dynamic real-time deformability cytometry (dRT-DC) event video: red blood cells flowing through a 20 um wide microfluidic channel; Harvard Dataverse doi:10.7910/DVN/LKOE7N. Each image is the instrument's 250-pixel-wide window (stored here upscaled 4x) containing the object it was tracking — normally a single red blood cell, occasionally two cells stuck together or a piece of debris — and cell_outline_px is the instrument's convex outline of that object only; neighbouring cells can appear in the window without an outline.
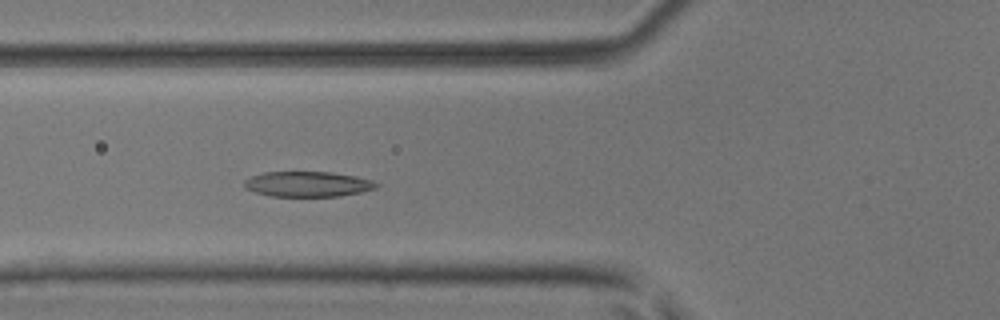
{"species": "common noctule bat (a hibernating species)", "species_latin": "Nyctalus noctula", "temperature_condition": "room temperature", "stored_images_in_passage": 6, "camera_frame_rate_fps": 3000, "um_per_image_px": 0.085, "animal": {"sex": "male", "body_mass_g": 17.9, "forearm_length_mm": 54.2}, "frame": {"image": 1, "passage_image": 6, "time_ms": 1.667, "image_size_px": [1000, 320], "cell_outline_px": [[380, 184], [376, 188], [360, 192], [340, 196], [268, 196], [244, 188], [244, 180], [252, 176], [264, 172], [332, 172], [356, 176], [372, 180]], "centroid_in_image_um": [26.16, 15.64], "position_along_channel_um": 99.6, "area_um2": 19.48}}